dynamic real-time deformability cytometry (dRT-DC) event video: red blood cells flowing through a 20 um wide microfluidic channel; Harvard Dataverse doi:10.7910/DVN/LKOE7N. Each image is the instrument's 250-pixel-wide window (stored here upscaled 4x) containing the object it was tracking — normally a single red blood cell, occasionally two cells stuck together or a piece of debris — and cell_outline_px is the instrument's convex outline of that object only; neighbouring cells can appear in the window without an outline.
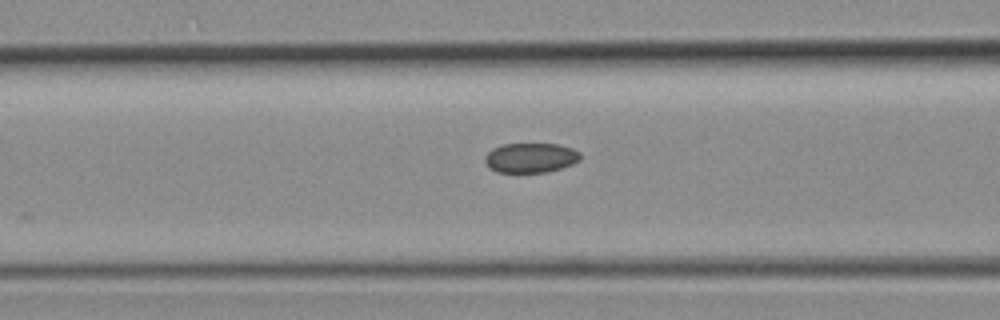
{"species": "common noctule bat (a hibernating species)", "species_latin": "Nyctalus noctula", "temperature_condition": "room temperature", "stored_images_in_passage": 5, "segment_of_instrument_passage": [1, 2], "camera_frame_rate_fps": 3000, "um_per_image_px": 0.085, "animal": {"sex": "female", "body_mass_g": 19.3, "forearm_length_mm": 54.1}, "frame": {"image": 1, "passage_image": 4, "time_ms": 1.0, "image_size_px": [1000, 320], "cell_outline_px": [[580, 160], [572, 164], [548, 172], [496, 172], [488, 168], [484, 160], [484, 156], [492, 148], [504, 144], [556, 144], [572, 148], [580, 152]], "centroid_in_image_um": [45.07, 13.41], "position_along_channel_um": 121.5, "area_um2": 16.59}}